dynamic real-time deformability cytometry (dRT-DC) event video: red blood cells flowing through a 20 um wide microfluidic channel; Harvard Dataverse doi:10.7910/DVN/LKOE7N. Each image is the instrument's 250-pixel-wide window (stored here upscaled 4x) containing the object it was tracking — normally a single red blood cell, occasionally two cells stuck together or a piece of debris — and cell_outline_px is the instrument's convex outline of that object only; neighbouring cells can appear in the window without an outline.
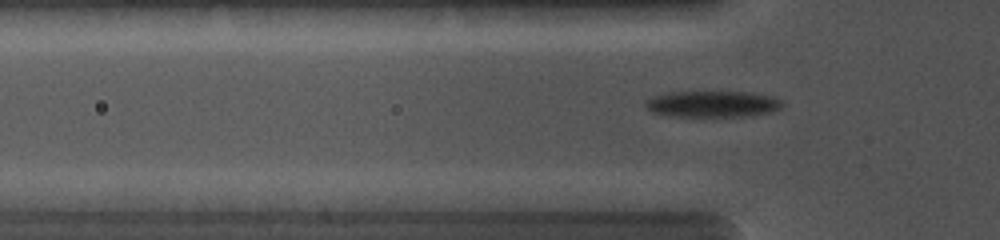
{"species": "common noctule bat (a hibernating species)", "species_latin": "Nyctalus noctula", "temperature_condition": "cold", "stored_images_in_passage": 73, "camera_frame_rate_fps": 5000, "um_per_image_px": 0.085, "animal": {"sex": "female", "body_mass_g": 19.0, "forearm_length_mm": 56.7}, "frame": {"image": 1, "passage_image": 17, "time_ms": 4.0, "image_size_px": [1000, 240], "cell_outline_px": [[784, 104], [780, 108], [772, 112], [752, 116], [668, 116], [652, 112], [644, 104], [648, 100], [656, 96], [672, 92], [744, 92], [772, 96], [780, 100]], "centroid_in_image_um": [60.61, 8.85], "position_along_channel_um": 65.2, "area_um2": 20.75}}
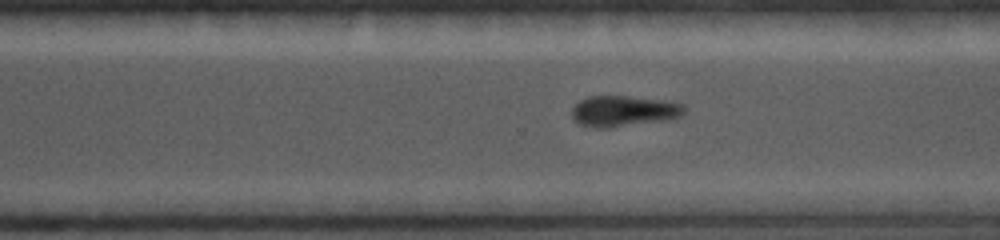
{"frame": {"image": 2, "passage_image": 49, "time_ms": 9.6, "image_size_px": [1000, 240], "cell_outline_px": [[684, 112], [676, 120], [608, 128], [596, 128], [580, 124], [572, 116], [572, 108], [580, 100], [588, 96], [628, 96], [664, 100], [684, 104]], "centroid_in_image_um": [53.07, 9.45], "position_along_channel_um": 317.5, "area_um2": 20.58}}
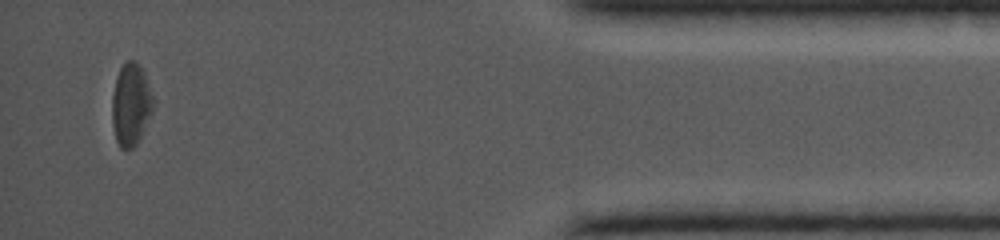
{"frame": {"image": 3, "passage_image": 68, "time_ms": 13.0, "image_size_px": [1000, 240], "cell_outline_px": [[152, 112], [140, 140], [132, 148], [120, 148], [116, 140], [112, 124], [112, 96], [116, 80], [120, 68], [128, 60], [136, 60], [140, 64], [144, 72], [152, 96]], "centroid_in_image_um": [11.12, 8.89], "position_along_channel_um": 424.1, "area_um2": 19.59}}